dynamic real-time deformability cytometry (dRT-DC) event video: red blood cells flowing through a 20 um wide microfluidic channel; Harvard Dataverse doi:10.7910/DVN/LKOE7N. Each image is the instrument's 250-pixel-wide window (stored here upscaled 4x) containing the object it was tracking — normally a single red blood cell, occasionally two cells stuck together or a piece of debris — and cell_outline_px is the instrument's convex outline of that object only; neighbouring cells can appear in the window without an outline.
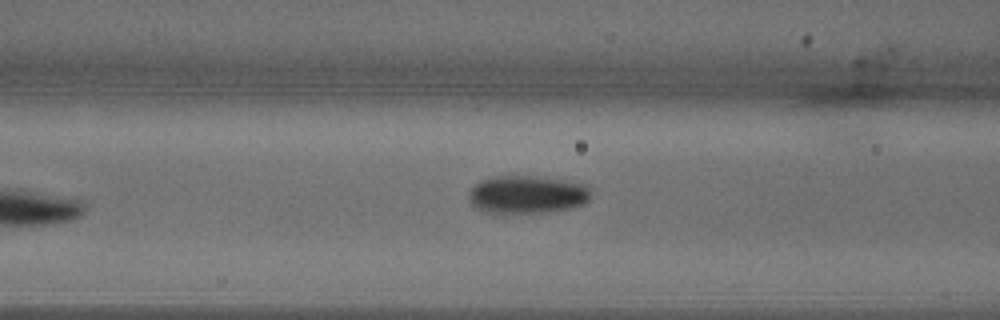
{"species": "common noctule bat (a hibernating species)", "species_latin": "Nyctalus noctula", "temperature_condition": "warm", "stored_images_in_passage": 6, "camera_frame_rate_fps": 3000, "um_per_image_px": 0.085, "animal": {"sex": "male", "body_mass_g": 18.8}, "frame": {"image": 1, "passage_image": 6, "time_ms": 1.667, "image_size_px": [1000, 320], "cell_outline_px": [[588, 200], [584, 204], [568, 208], [540, 212], [488, 212], [476, 208], [472, 204], [468, 196], [468, 192], [480, 180], [492, 176], [532, 176], [564, 180], [584, 184], [588, 188]], "centroid_in_image_um": [44.75, 16.51], "position_along_channel_um": 121.8, "area_um2": 26.47}}